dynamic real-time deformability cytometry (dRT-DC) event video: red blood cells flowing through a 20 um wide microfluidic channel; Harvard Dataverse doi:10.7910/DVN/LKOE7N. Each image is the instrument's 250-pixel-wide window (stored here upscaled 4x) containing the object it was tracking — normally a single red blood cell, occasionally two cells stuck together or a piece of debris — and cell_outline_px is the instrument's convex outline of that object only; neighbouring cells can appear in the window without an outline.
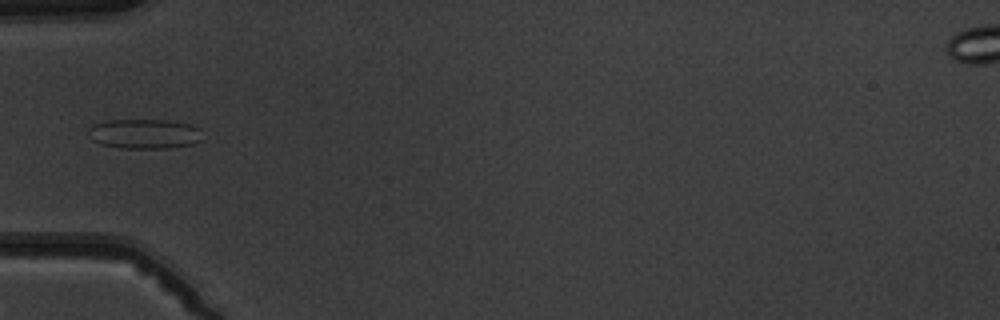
{"species": "common noctule bat (a hibernating species)", "species_latin": "Nyctalus noctula", "temperature_condition": "warm", "stored_images_in_passage": 6, "camera_frame_rate_fps": 3000, "um_per_image_px": 0.085, "animal": {"sex": "male", "body_mass_g": 19.5, "forearm_length_mm": 54.6}, "frame": {"image": 1, "passage_image": 5, "time_ms": 5.667, "image_size_px": [1000, 320], "cell_outline_px": [[200, 140], [192, 144], [168, 148], [120, 148], [100, 144], [92, 140], [88, 132], [88, 128], [92, 124], [112, 120], [168, 120], [192, 124], [200, 128]], "centroid_in_image_um": [12.26, 11.37], "position_along_channel_um": 72.7, "area_um2": 19.83}}
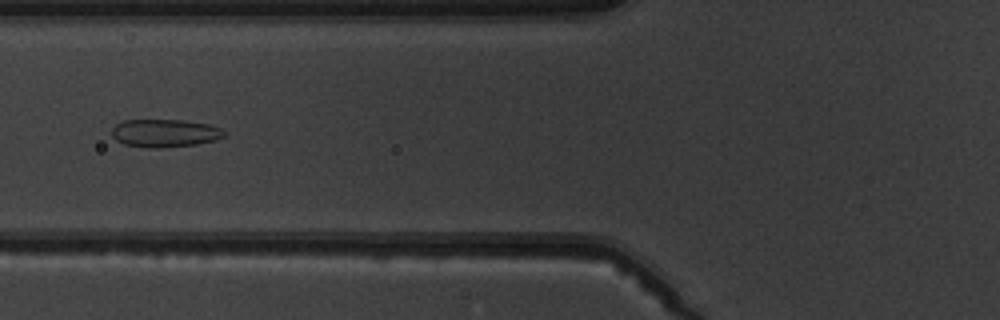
{"frame": {"image": 2, "passage_image": 6, "time_ms": 6.667, "image_size_px": [1000, 320], "cell_outline_px": [[228, 132], [224, 136], [216, 140], [196, 144], [160, 148], [144, 148], [124, 144], [116, 140], [112, 136], [112, 128], [116, 124], [124, 120], [184, 120], [208, 124], [220, 128]], "centroid_in_image_um": [14.01, 11.32], "position_along_channel_um": 111.8, "area_um2": 18.44}}